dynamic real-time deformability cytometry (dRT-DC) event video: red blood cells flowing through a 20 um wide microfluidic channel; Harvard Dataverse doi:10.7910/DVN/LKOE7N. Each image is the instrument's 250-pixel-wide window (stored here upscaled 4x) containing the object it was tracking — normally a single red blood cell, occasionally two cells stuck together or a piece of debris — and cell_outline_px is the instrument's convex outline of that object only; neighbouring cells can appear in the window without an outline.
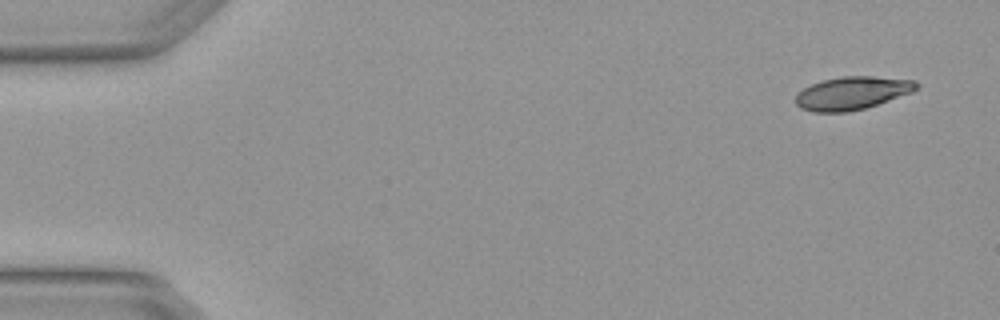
{"species": "Egyptian fruit bat (a non-hibernating species)", "species_latin": "Rousettus aegyptiacus", "temperature_condition": "warm", "stored_images_in_passage": 5, "camera_frame_rate_fps": 3000, "um_per_image_px": 0.085, "animal": {"sex": "female"}, "frame": {"image": 1, "passage_image": 1, "time_ms": 0.0, "image_size_px": [1000, 320], "cell_outline_px": [[920, 88], [912, 92], [864, 108], [848, 112], [812, 112], [800, 108], [796, 104], [796, 96], [804, 88], [812, 84], [824, 80], [844, 76], [872, 76], [916, 80], [920, 84]], "centroid_in_image_um": [72.46, 7.91], "position_along_channel_um": 12.5, "area_um2": 23.12}}
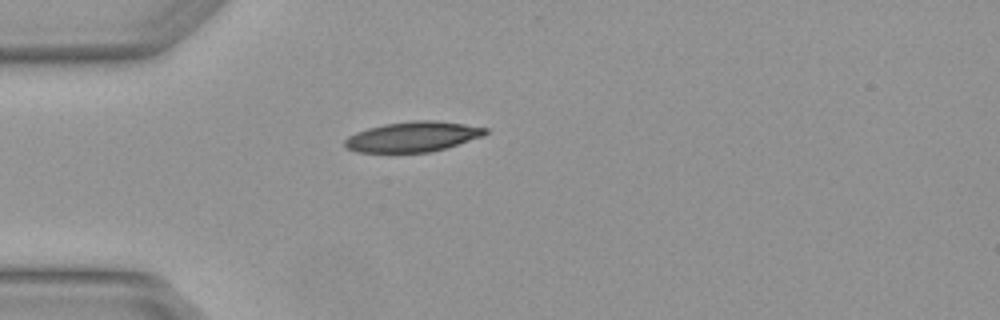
{"frame": {"image": 2, "passage_image": 4, "time_ms": 1.0, "image_size_px": [1000, 320], "cell_outline_px": [[488, 132], [484, 136], [444, 148], [428, 152], [356, 152], [348, 148], [344, 144], [344, 140], [348, 136], [356, 132], [368, 128], [384, 124], [412, 120], [436, 120], [464, 124], [488, 128]], "centroid_in_image_um": [35.09, 11.61], "position_along_channel_um": 49.9, "area_um2": 24.62}}